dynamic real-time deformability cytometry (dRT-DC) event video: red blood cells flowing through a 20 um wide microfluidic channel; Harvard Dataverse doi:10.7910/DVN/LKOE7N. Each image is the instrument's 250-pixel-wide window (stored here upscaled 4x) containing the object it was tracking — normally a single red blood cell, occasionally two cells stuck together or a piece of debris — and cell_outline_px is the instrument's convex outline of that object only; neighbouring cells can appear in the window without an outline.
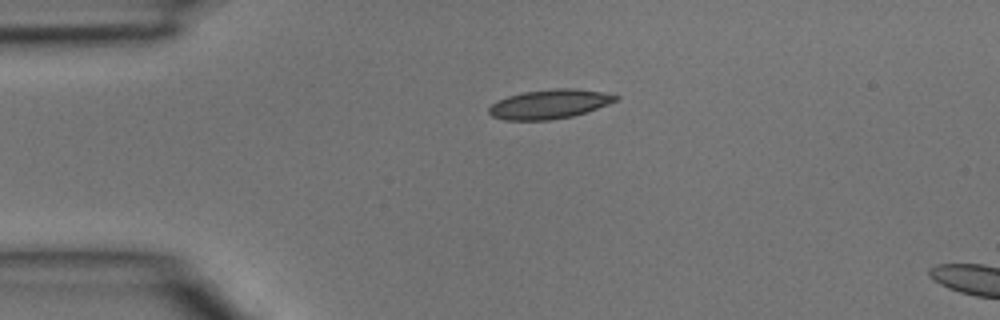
{"species": "common noctule bat (a hibernating species)", "species_latin": "Nyctalus noctula", "temperature_condition": "room temperature", "stored_images_in_passage": 2, "camera_frame_rate_fps": 3000, "um_per_image_px": 0.085, "animal": {"sex": "male", "body_mass_g": 15.6}, "frame": {"image": 1, "passage_image": 1, "time_ms": 0.0, "image_size_px": [1000, 320], "cell_outline_px": [[620, 100], [572, 116], [548, 120], [504, 120], [492, 116], [488, 112], [488, 108], [496, 100], [508, 96], [524, 92], [556, 88], [572, 88], [600, 92], [620, 96]], "centroid_in_image_um": [46.68, 8.85], "position_along_channel_um": 38.3, "area_um2": 21.44}}